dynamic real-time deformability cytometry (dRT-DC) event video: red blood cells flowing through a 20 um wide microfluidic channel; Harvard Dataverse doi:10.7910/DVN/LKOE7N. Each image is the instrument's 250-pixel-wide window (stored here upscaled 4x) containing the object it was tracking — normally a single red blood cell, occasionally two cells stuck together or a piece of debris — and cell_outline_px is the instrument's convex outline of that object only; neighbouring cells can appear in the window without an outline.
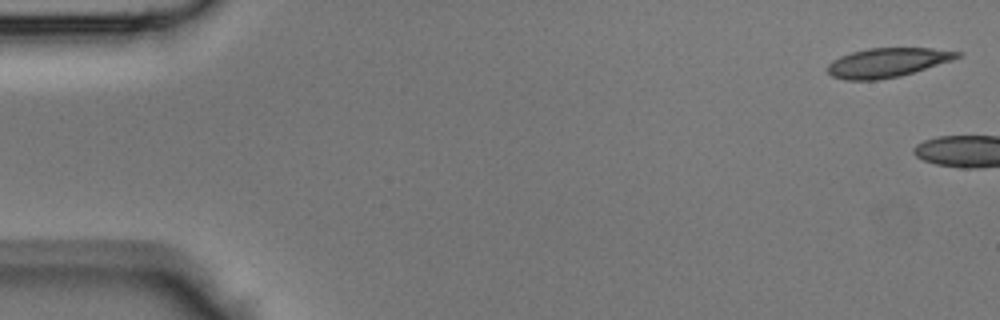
{"species": "Egyptian fruit bat (a non-hibernating species)", "species_latin": "Rousettus aegyptiacus", "temperature_condition": "room temperature", "stored_images_in_passage": 4, "camera_frame_rate_fps": 3000, "um_per_image_px": 0.085, "animal": {"sex": "male"}, "frame": {"image": 1, "passage_image": 1, "time_ms": 0.0, "image_size_px": [1000, 320], "cell_outline_px": [[964, 52], [960, 56], [952, 60], [900, 76], [876, 80], [844, 80], [832, 76], [828, 72], [828, 64], [832, 60], [840, 56], [852, 52], [868, 48], [932, 48]], "centroid_in_image_um": [75.41, 5.31], "position_along_channel_um": 9.6, "area_um2": 22.02}}